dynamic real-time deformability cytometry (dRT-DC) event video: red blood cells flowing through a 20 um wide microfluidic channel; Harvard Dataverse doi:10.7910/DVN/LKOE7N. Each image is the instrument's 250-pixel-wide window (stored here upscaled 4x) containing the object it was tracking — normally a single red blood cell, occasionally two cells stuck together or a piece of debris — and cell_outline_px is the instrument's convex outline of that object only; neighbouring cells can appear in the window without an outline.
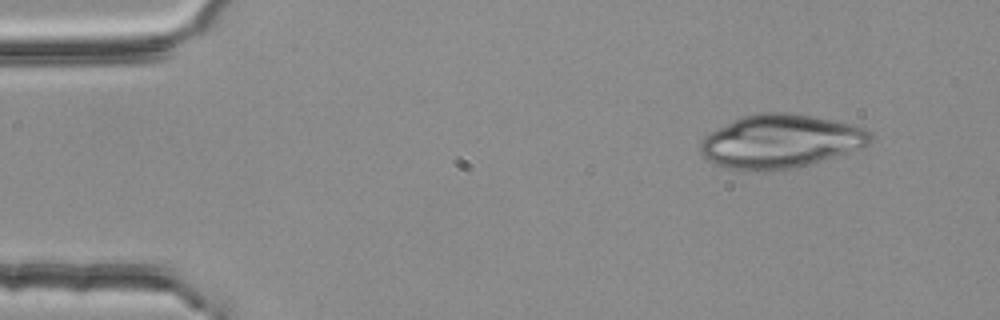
{"species": "common noctule bat (a hibernating species)", "species_latin": "Nyctalus noctula", "temperature_condition": "room temperature", "stored_images_in_passage": 3, "camera_frame_rate_fps": 3000, "um_per_image_px": 0.085, "animal": {"sex": "female", "body_mass_g": 25.1}, "frame": {"image": 1, "passage_image": 1, "time_ms": 0.0, "image_size_px": [1000, 320], "cell_outline_px": [[872, 140], [868, 144], [848, 152], [796, 168], [756, 172], [724, 168], [708, 160], [700, 152], [700, 140], [704, 136], [744, 116], [760, 112], [788, 112], [812, 116], [852, 124], [864, 128], [872, 132]], "centroid_in_image_um": [66.33, 12.03], "position_along_channel_um": 18.7, "area_um2": 52.89}}